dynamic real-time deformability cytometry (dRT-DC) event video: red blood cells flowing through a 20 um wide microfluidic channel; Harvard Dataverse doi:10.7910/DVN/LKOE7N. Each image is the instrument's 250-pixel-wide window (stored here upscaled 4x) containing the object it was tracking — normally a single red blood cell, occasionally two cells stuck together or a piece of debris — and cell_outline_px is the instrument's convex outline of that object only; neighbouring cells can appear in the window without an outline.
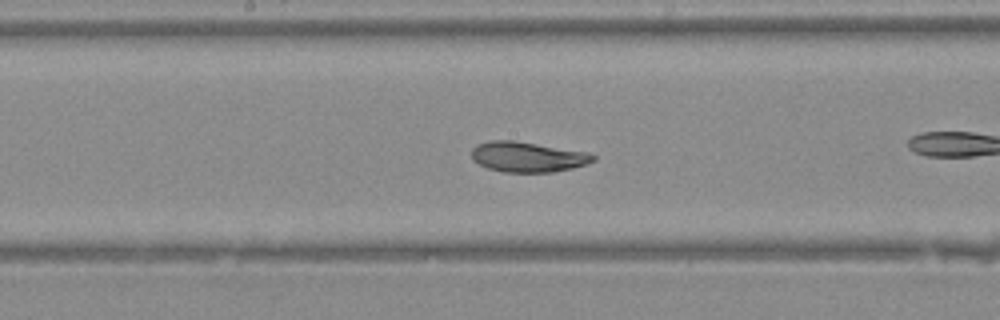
{"species": "Egyptian fruit bat (a non-hibernating species)", "species_latin": "Rousettus aegyptiacus", "temperature_condition": "warm", "stored_images_in_passage": 31, "camera_frame_rate_fps": 3000, "um_per_image_px": 0.085, "animal": {"sex": "female"}, "frame": {"image": 1, "passage_image": 11, "time_ms": 3.333, "image_size_px": [1000, 320], "cell_outline_px": [[596, 160], [588, 164], [572, 168], [552, 172], [504, 172], [488, 168], [472, 160], [472, 148], [476, 144], [488, 140], [512, 140], [592, 152], [596, 156]], "centroid_in_image_um": [44.89, 13.32], "position_along_channel_um": 203.3, "area_um2": 21.73}}